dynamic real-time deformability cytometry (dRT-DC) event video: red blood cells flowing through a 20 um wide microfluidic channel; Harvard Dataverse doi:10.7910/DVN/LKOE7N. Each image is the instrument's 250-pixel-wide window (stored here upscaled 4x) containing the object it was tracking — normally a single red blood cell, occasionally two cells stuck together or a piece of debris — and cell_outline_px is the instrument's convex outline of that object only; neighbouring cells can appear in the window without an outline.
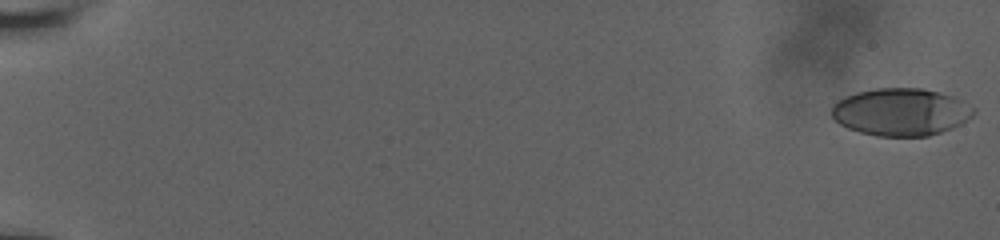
{"species": "human", "species_latin": "Homo sapiens", "temperature_condition": "room temperature", "stored_images_in_passage": 38, "camera_frame_rate_fps": 3000, "um_per_image_px": 0.085, "donor": {"sex": "male"}, "frame": {"image": 1, "passage_image": 1, "time_ms": 0.0, "image_size_px": [1000, 240], "cell_outline_px": [[976, 112], [972, 116], [960, 124], [952, 128], [928, 136], [876, 136], [860, 132], [848, 128], [840, 124], [832, 116], [832, 104], [836, 100], [844, 96], [856, 92], [876, 88], [920, 88], [940, 92], [956, 96], [964, 100], [976, 108]], "centroid_in_image_um": [76.59, 9.5], "position_along_channel_um": 8.4, "area_um2": 39.65}}
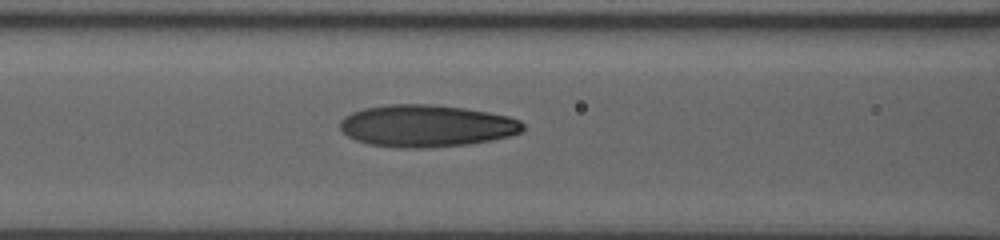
{"frame": {"image": 2, "passage_image": 33, "time_ms": 9.0, "image_size_px": [1000, 240], "cell_outline_px": [[524, 132], [492, 140], [468, 144], [428, 148], [404, 148], [368, 144], [356, 140], [348, 136], [340, 128], [340, 120], [344, 116], [352, 112], [364, 108], [388, 104], [432, 104], [464, 108], [488, 112], [508, 116], [520, 120], [524, 124]], "centroid_in_image_um": [36.26, 10.7], "position_along_channel_um": 130.3, "area_um2": 45.03}}
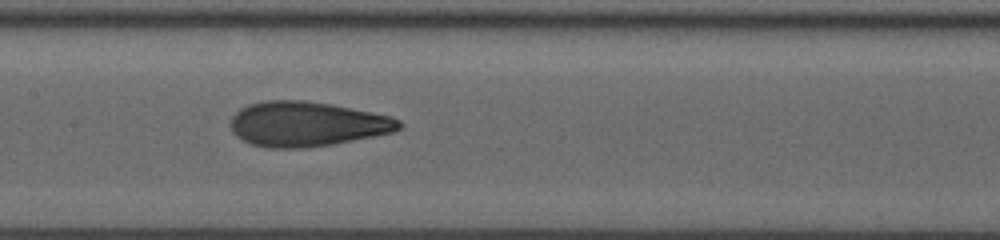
{"frame": {"image": 3, "passage_image": 37, "time_ms": 10.333, "image_size_px": [1000, 240], "cell_outline_px": [[404, 124], [396, 132], [332, 144], [304, 148], [264, 148], [252, 144], [236, 136], [232, 132], [228, 124], [232, 116], [240, 108], [248, 104], [264, 100], [304, 100], [332, 104], [392, 116], [400, 120]], "centroid_in_image_um": [26.07, 10.54], "position_along_channel_um": 181.3, "area_um2": 44.51}}